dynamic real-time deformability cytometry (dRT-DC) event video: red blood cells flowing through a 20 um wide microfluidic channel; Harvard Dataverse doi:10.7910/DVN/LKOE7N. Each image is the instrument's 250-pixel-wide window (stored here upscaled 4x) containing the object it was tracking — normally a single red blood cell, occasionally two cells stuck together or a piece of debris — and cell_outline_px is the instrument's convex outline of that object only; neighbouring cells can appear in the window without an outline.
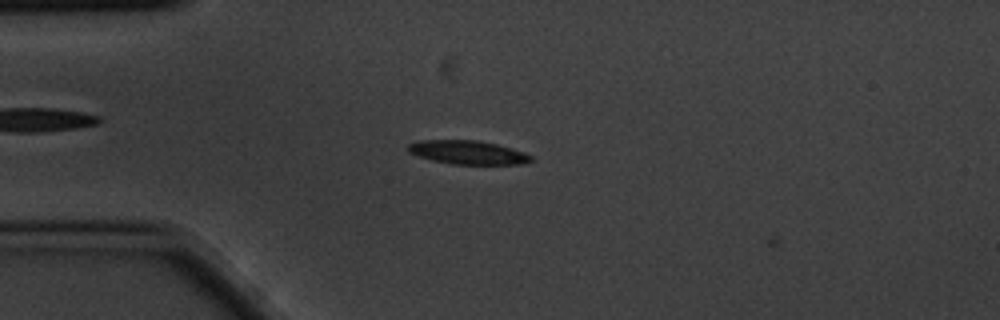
{"species": "common noctule bat (a hibernating species)", "species_latin": "Nyctalus noctula", "temperature_condition": "cold", "stored_images_in_passage": 3, "camera_frame_rate_fps": 3000, "um_per_image_px": 0.085, "animal": {"sex": "male", "body_mass_g": 20.1, "forearm_length_mm": 53.5}, "frame": {"image": 1, "passage_image": 2, "time_ms": 0.333, "image_size_px": [1000, 320], "cell_outline_px": [[532, 160], [520, 164], [452, 164], [432, 160], [408, 152], [408, 144], [420, 140], [476, 140], [496, 144], [512, 148], [524, 152], [532, 156]], "centroid_in_image_um": [39.76, 12.95], "position_along_channel_um": 45.2, "area_um2": 16.82}}